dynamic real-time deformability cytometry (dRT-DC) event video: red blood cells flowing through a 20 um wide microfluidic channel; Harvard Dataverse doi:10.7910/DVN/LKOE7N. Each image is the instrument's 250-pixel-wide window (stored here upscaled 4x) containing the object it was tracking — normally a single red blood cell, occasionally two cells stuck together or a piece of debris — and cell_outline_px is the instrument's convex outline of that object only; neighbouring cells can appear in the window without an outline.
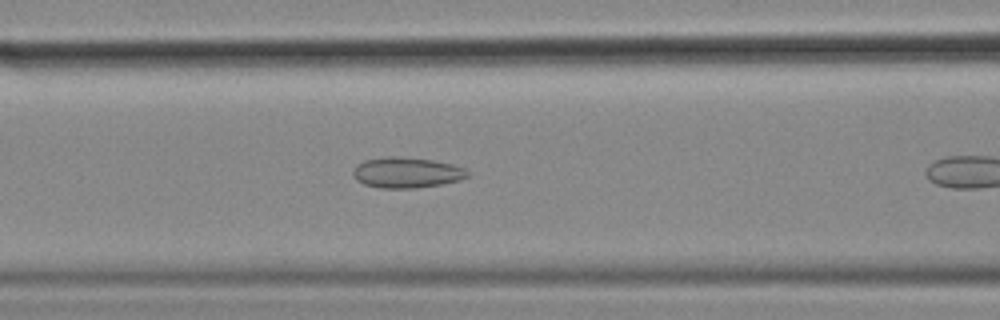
{"species": "common noctule bat (a hibernating species)", "species_latin": "Nyctalus noctula", "temperature_condition": "cold", "stored_images_in_passage": 10, "camera_frame_rate_fps": 3000, "um_per_image_px": 0.085, "animal": {"sex": "female", "body_mass_g": 18.4}, "frame": {"image": 1, "passage_image": 6, "time_ms": 1.667, "image_size_px": [1000, 320], "cell_outline_px": [[468, 176], [460, 180], [440, 184], [416, 188], [380, 188], [364, 184], [356, 180], [352, 176], [352, 168], [356, 164], [364, 160], [384, 156], [396, 156], [432, 160], [452, 164], [464, 168], [468, 172]], "centroid_in_image_um": [34.5, 14.66], "position_along_channel_um": 132.1, "area_um2": 20.58}}
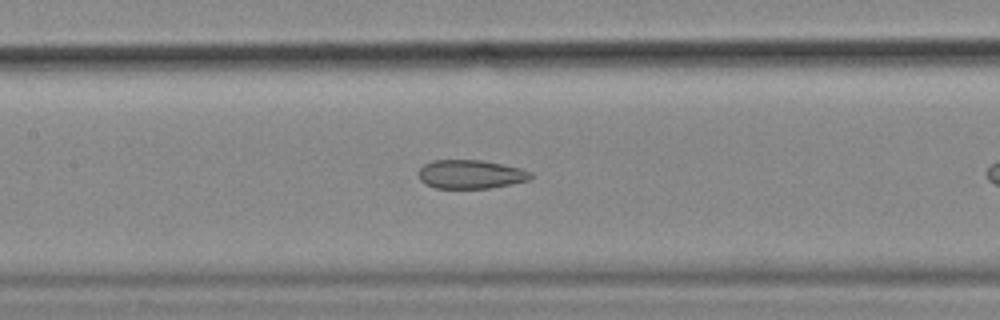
{"frame": {"image": 2, "passage_image": 9, "time_ms": 2.667, "image_size_px": [1000, 320], "cell_outline_px": [[532, 176], [528, 180], [512, 184], [488, 188], [436, 188], [424, 184], [420, 180], [420, 168], [424, 164], [432, 160], [480, 160], [520, 168], [532, 172]], "centroid_in_image_um": [39.99, 14.82], "position_along_channel_um": 167.4, "area_um2": 18.67}}